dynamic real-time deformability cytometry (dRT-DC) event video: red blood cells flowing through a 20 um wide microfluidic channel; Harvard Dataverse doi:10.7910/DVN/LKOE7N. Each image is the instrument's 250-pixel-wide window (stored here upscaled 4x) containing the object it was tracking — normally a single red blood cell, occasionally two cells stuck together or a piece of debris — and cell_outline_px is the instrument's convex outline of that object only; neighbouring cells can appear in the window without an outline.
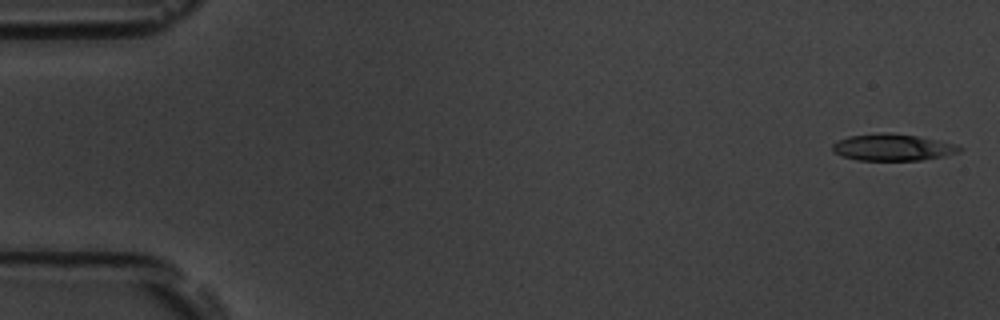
{"species": "common noctule bat (a hibernating species)", "species_latin": "Nyctalus noctula", "temperature_condition": "room temperature", "stored_images_in_passage": 55, "camera_frame_rate_fps": 3000, "um_per_image_px": 0.085, "animal": {"sex": "male", "body_mass_g": 19.5, "forearm_length_mm": 54.6}, "frame": {"image": 1, "passage_image": 1, "time_ms": 0.0, "image_size_px": [1000, 320], "cell_outline_px": [[964, 148], [960, 152], [944, 156], [920, 160], [856, 160], [840, 156], [832, 152], [832, 144], [848, 136], [880, 132], [888, 132], [916, 136], [956, 144]], "centroid_in_image_um": [75.85, 12.52], "position_along_channel_um": 9.2, "area_um2": 19.88}}
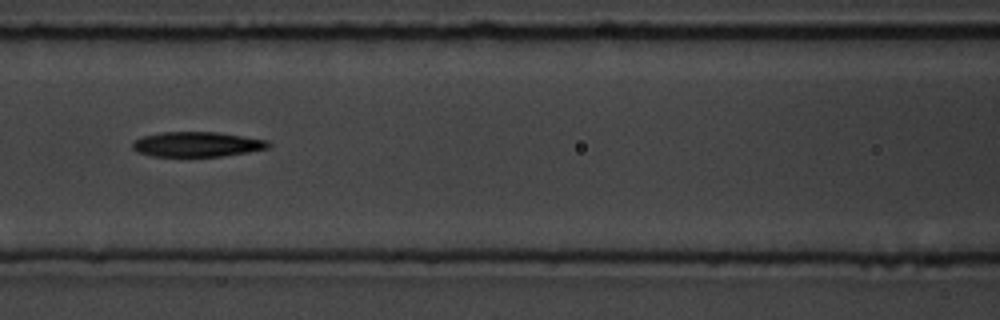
{"frame": {"image": 2, "passage_image": 24, "time_ms": 7.667, "image_size_px": [1000, 320], "cell_outline_px": [[272, 144], [268, 148], [248, 152], [220, 156], [152, 156], [136, 152], [132, 148], [132, 144], [136, 140], [144, 136], [160, 132], [216, 132], [268, 140]], "centroid_in_image_um": [16.75, 12.26], "position_along_channel_um": 149.9, "area_um2": 19.65}}
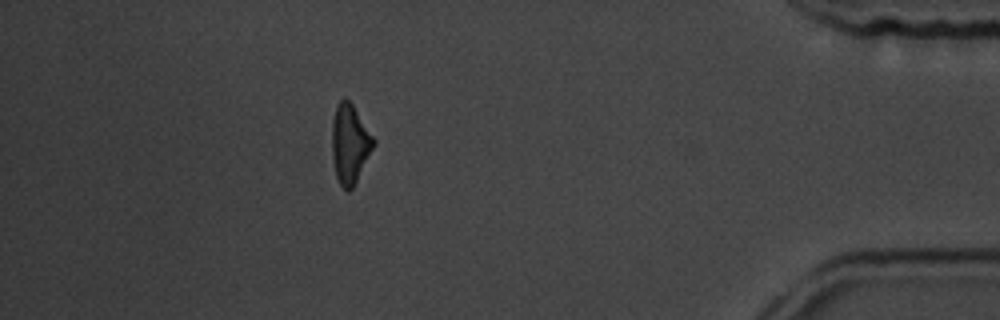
{"frame": {"image": 3, "passage_image": 49, "time_ms": 16.0, "image_size_px": [1000, 320], "cell_outline_px": [[376, 140], [352, 188], [348, 192], [340, 184], [336, 176], [332, 156], [332, 120], [336, 104], [344, 96], [352, 104]], "centroid_in_image_um": [29.71, 12.18], "position_along_channel_um": 405.5, "area_um2": 18.84}, "authors_computed_cell_mechanics": {"area_um2": 20.1144, "velocity_mm_per_s": 3.6505, "shape_relaxation_time_tau1_ms": 5.412, "shape_relaxation_time_tau2_ms": 6.9281, "deformation_change_tau1": 0.1818, "deformation_change_tau2": 0.2028}}